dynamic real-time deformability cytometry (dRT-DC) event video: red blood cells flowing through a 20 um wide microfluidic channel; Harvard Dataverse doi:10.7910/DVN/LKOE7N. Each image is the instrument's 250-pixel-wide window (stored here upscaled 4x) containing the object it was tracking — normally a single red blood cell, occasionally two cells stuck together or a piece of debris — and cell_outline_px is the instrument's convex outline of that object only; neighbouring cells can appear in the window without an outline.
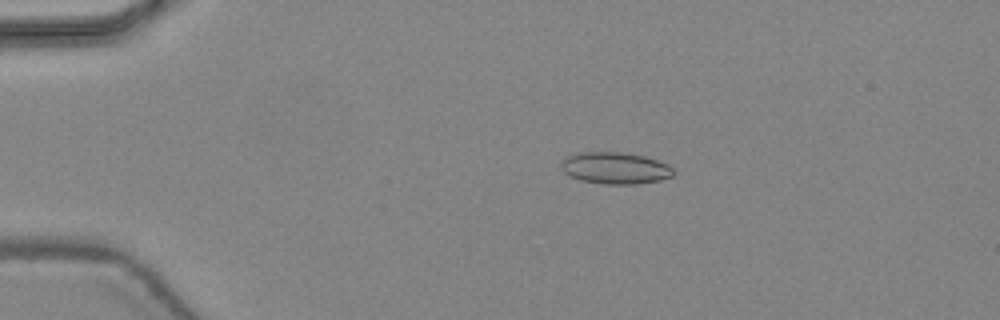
{"species": "common noctule bat (a hibernating species)", "species_latin": "Nyctalus noctula", "temperature_condition": "warm", "stored_images_in_passage": 4, "camera_frame_rate_fps": 3000, "um_per_image_px": 0.085, "animal": {"sex": "female", "body_mass_g": 24.6, "forearm_length_mm": 56.2}, "frame": {"image": 1, "passage_image": 2, "time_ms": 0.333, "image_size_px": [1000, 320], "cell_outline_px": [[676, 172], [672, 176], [660, 180], [636, 184], [604, 184], [580, 180], [564, 172], [560, 168], [560, 164], [568, 156], [580, 152], [620, 152], [644, 156], [668, 164]], "centroid_in_image_um": [52.3, 14.29], "position_along_channel_um": 32.7, "area_um2": 20.69}}